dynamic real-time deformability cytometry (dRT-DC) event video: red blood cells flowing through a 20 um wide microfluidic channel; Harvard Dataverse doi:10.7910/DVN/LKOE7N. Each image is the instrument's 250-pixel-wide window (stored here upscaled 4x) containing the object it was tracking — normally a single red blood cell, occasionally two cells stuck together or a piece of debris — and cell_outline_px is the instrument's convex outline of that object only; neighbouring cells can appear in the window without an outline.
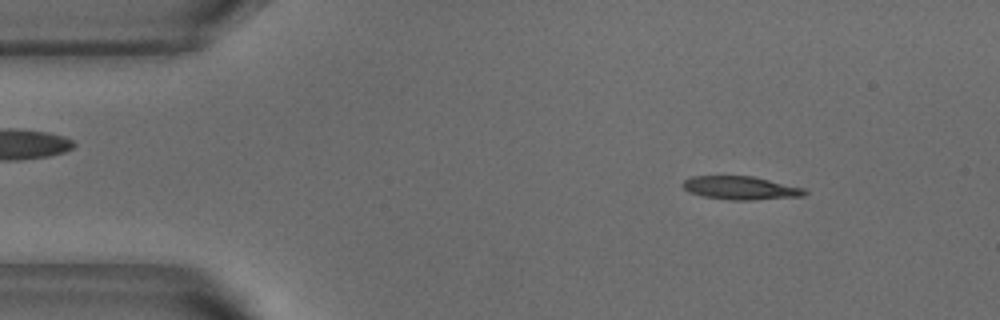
{"species": "common noctule bat (a hibernating species)", "species_latin": "Nyctalus noctula", "temperature_condition": "warm", "stored_images_in_passage": 51, "camera_frame_rate_fps": 3000, "um_per_image_px": 0.085, "animal": {"sex": "male", "body_mass_g": 18.8}, "frame": {"image": 1, "passage_image": 6, "time_ms": 1.667, "image_size_px": [1000, 320], "cell_outline_px": [[808, 192], [804, 196], [752, 200], [728, 200], [704, 196], [688, 192], [680, 184], [684, 180], [692, 176], [752, 176], [804, 188]], "centroid_in_image_um": [62.93, 15.98], "position_along_channel_um": 22.1, "area_um2": 16.59}}
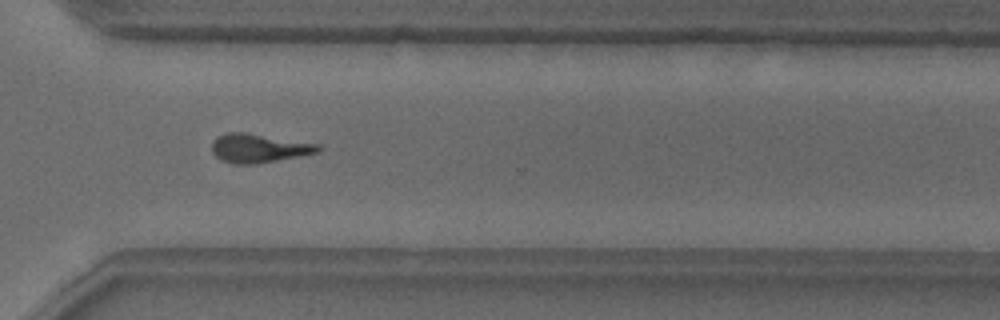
{"frame": {"image": 2, "passage_image": 37, "time_ms": 12.0, "image_size_px": [1000, 320], "cell_outline_px": [[324, 148], [320, 152], [300, 156], [256, 164], [232, 164], [220, 160], [212, 152], [212, 140], [216, 136], [228, 132], [244, 132], [320, 144]], "centroid_in_image_um": [22.0, 12.6], "position_along_channel_um": 348.6, "area_um2": 18.09}}
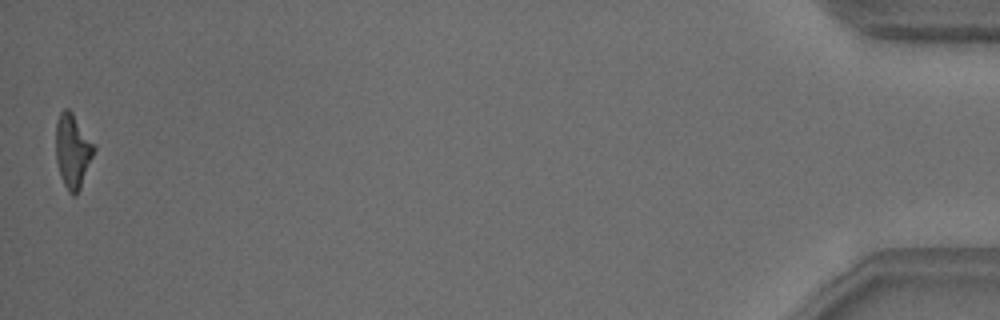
{"frame": {"image": 3, "passage_image": 51, "time_ms": 16.667, "image_size_px": [1000, 320], "cell_outline_px": [[96, 148], [80, 188], [76, 196], [72, 196], [68, 192], [60, 176], [56, 160], [56, 124], [60, 112], [64, 108], [68, 108], [72, 112], [96, 144]], "centroid_in_image_um": [6.19, 12.82], "position_along_channel_um": 429.0, "area_um2": 16.65}, "authors_computed_cell_mechanics": {"area_um2": 17.1088, "velocity_mm_per_s": 3.8101, "shape_relaxation_time_tau1_ms": 4.8494, "shape_relaxation_time_tau2_ms": 4.5037, "deformation_change_tau1": 0.2004, "deformation_change_tau2": 0.1695}}